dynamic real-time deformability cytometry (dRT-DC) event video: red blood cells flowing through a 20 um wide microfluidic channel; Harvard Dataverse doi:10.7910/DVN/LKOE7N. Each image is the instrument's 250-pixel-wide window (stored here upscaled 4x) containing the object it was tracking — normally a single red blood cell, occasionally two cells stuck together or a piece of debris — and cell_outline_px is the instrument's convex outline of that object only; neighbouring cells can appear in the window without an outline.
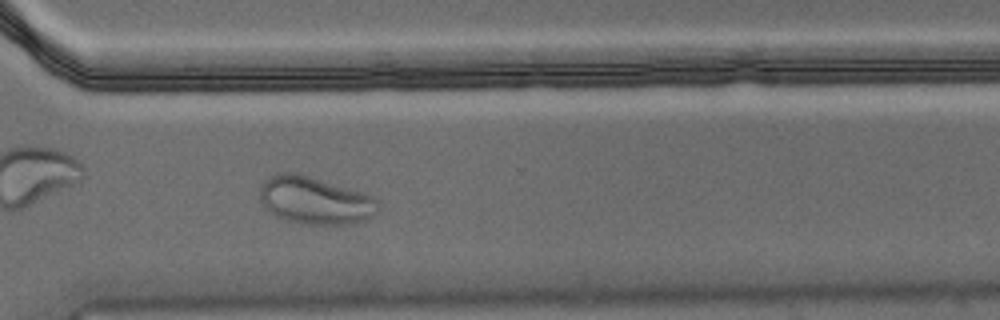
{"species": "Egyptian fruit bat (a non-hibernating species)", "species_latin": "Rousettus aegyptiacus", "temperature_condition": "warm", "stored_images_in_passage": 55, "camera_frame_rate_fps": 3000, "um_per_image_px": 0.085, "animal": {"sex": "male"}, "frame": {"image": 1, "passage_image": 40, "time_ms": 13.0, "image_size_px": [1000, 320], "cell_outline_px": [[380, 212], [368, 220], [352, 224], [296, 224], [284, 220], [268, 212], [264, 208], [260, 200], [260, 184], [268, 176], [276, 172], [300, 172], [364, 192], [372, 196], [380, 204]], "centroid_in_image_um": [26.77, 17.03], "position_along_channel_um": 343.8, "area_um2": 33.99}}